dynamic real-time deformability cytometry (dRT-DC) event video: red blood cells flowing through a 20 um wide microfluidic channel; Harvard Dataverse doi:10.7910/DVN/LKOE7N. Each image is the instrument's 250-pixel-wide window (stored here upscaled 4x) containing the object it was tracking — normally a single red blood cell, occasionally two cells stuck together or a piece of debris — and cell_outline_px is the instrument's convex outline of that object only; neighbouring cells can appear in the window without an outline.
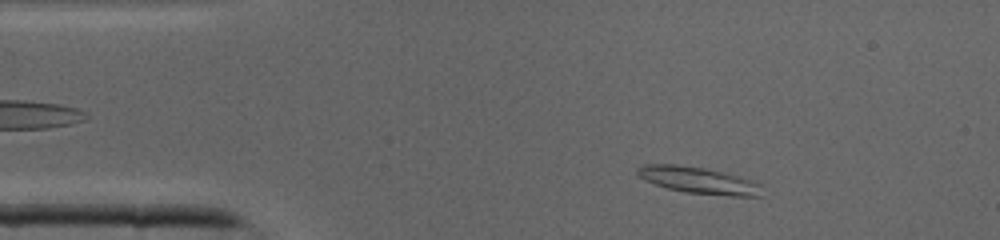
{"species": "common noctule bat (a hibernating species)", "species_latin": "Nyctalus noctula", "temperature_condition": "cold", "stored_images_in_passage": 39, "camera_frame_rate_fps": 3000, "um_per_image_px": 0.085, "animal": {"sex": "male", "body_mass_g": 19.0, "forearm_length_mm": 50.8}, "frame": {"image": 1, "passage_image": 4, "time_ms": 1.0, "image_size_px": [1000, 240], "cell_outline_px": [[760, 196], [732, 196], [684, 192], [668, 188], [644, 180], [636, 172], [636, 168], [644, 164], [676, 164], [704, 168], [760, 184]], "centroid_in_image_um": [59.26, 15.33], "position_along_channel_um": 25.7, "area_um2": 18.67}}
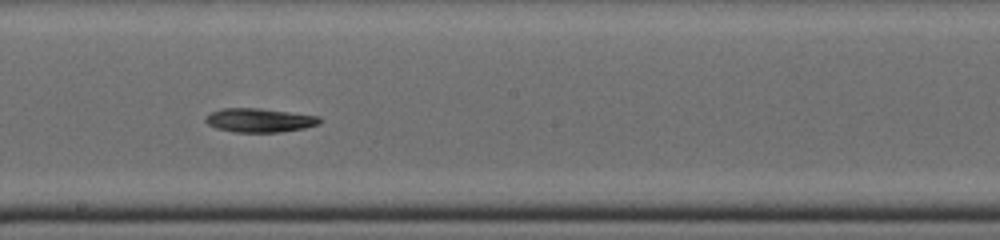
{"frame": {"image": 2, "passage_image": 20, "time_ms": 6.333, "image_size_px": [1000, 240], "cell_outline_px": [[320, 124], [304, 128], [280, 132], [236, 132], [216, 128], [208, 124], [204, 120], [212, 112], [224, 108], [260, 108], [320, 116]], "centroid_in_image_um": [22.08, 10.22], "position_along_channel_um": 226.1, "area_um2": 15.78}}
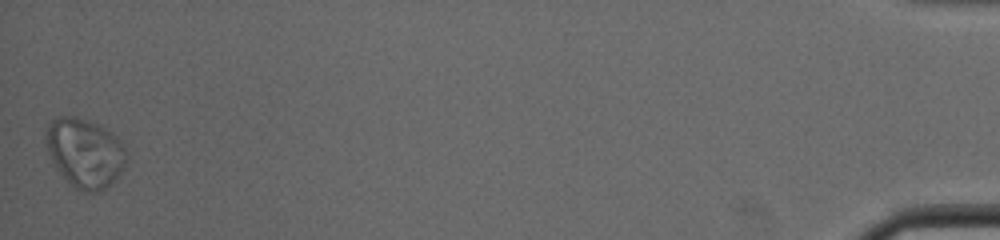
{"frame": {"image": 3, "passage_image": 39, "time_ms": 12.667, "image_size_px": [1000, 240], "cell_outline_px": [[128, 160], [116, 180], [104, 188], [96, 192], [84, 192], [76, 188], [56, 168], [48, 152], [44, 132], [48, 124], [52, 120], [60, 116], [72, 116], [88, 120], [112, 132], [116, 136], [128, 152]], "centroid_in_image_um": [7.23, 12.98], "position_along_channel_um": 428.0, "area_um2": 32.43}}